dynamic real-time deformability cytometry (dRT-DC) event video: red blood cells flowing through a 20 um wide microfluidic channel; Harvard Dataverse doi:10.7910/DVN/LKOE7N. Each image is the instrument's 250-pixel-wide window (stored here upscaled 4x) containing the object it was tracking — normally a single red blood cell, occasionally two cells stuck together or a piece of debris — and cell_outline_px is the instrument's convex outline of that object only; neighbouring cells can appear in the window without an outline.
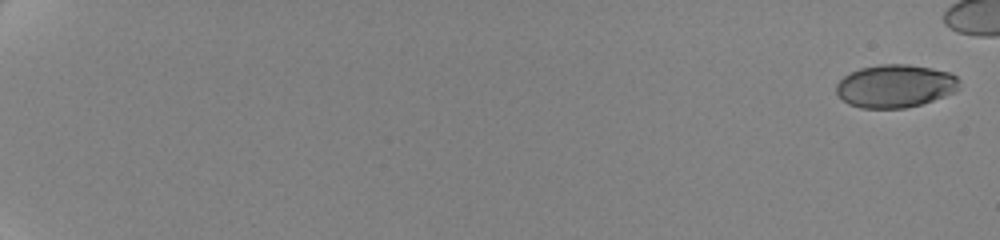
{"species": "human", "species_latin": "Homo sapiens", "temperature_condition": "cold", "stored_images_in_passage": 5, "camera_frame_rate_fps": 3000, "um_per_image_px": 0.085, "donor": {"sex": "female"}, "frame": {"image": 1, "passage_image": 1, "time_ms": 0.0, "image_size_px": [1000, 240], "cell_outline_px": [[960, 80], [956, 92], [920, 104], [904, 108], [860, 108], [848, 104], [836, 92], [836, 84], [844, 76], [860, 68], [880, 64], [908, 64], [932, 68], [952, 72]], "centroid_in_image_um": [76.11, 7.3], "position_along_channel_um": 8.9, "area_um2": 30.87}}